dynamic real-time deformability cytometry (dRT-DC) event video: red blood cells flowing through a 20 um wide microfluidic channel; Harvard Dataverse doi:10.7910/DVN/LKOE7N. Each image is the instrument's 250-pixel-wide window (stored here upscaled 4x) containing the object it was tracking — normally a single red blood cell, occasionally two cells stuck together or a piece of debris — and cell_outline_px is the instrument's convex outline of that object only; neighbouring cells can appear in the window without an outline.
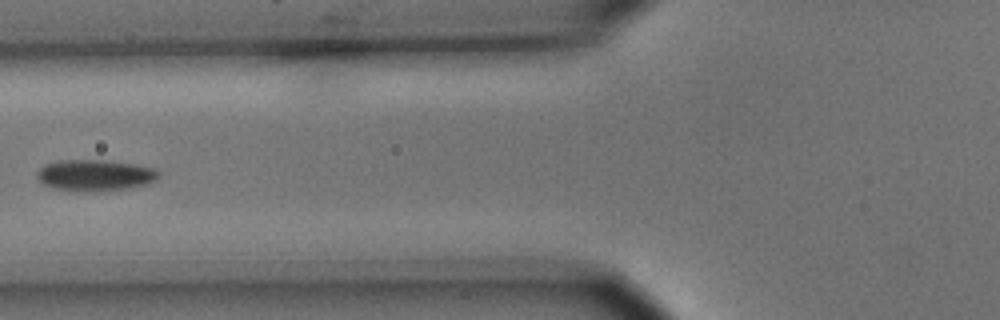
{"species": "common noctule bat (a hibernating species)", "species_latin": "Nyctalus noctula", "temperature_condition": "cold", "stored_images_in_passage": 7, "camera_frame_rate_fps": 3000, "um_per_image_px": 0.085, "animal": {"sex": "male", "body_mass_g": 15.6}, "frame": {"image": 1, "passage_image": 6, "time_ms": 6.667, "image_size_px": [1000, 320], "cell_outline_px": [[160, 176], [156, 180], [148, 184], [128, 188], [88, 192], [68, 192], [52, 188], [44, 184], [36, 176], [36, 172], [44, 164], [60, 160], [104, 160], [132, 164], [156, 168], [160, 172]], "centroid_in_image_um": [8.06, 14.91], "position_along_channel_um": 117.7, "area_um2": 22.54}}
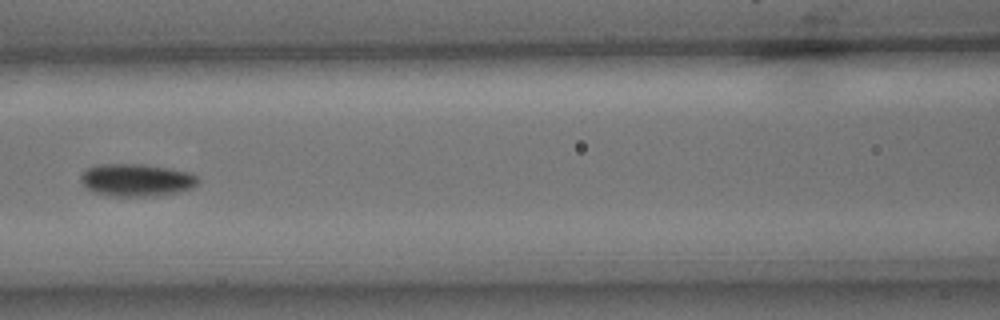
{"frame": {"image": 2, "passage_image": 7, "time_ms": 7.667, "image_size_px": [1000, 320], "cell_outline_px": [[200, 180], [192, 188], [180, 192], [156, 196], [108, 196], [92, 192], [84, 188], [80, 180], [80, 176], [88, 168], [96, 164], [144, 164], [192, 172]], "centroid_in_image_um": [11.59, 15.31], "position_along_channel_um": 155.0, "area_um2": 22.6}}